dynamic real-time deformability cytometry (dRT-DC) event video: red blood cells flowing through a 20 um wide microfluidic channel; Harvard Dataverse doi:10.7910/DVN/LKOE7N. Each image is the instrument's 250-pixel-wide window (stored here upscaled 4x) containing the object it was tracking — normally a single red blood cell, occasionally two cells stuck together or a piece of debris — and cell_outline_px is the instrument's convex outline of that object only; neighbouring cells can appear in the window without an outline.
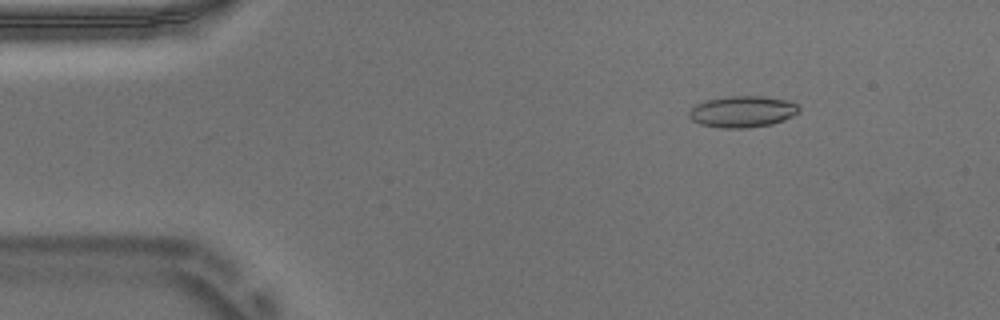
{"species": "Egyptian fruit bat (a non-hibernating species)", "species_latin": "Rousettus aegyptiacus", "temperature_condition": "warm", "stored_images_in_passage": 53, "camera_frame_rate_fps": 3000, "um_per_image_px": 0.085, "animal": {"sex": "male"}, "frame": {"image": 1, "passage_image": 7, "time_ms": 2.0, "image_size_px": [1000, 320], "cell_outline_px": [[800, 112], [784, 120], [772, 124], [748, 128], [720, 128], [700, 124], [692, 120], [688, 116], [688, 112], [696, 104], [704, 100], [728, 96], [764, 96], [788, 100], [796, 104], [800, 108]], "centroid_in_image_um": [63.11, 9.49], "position_along_channel_um": 21.9, "area_um2": 20.35}}
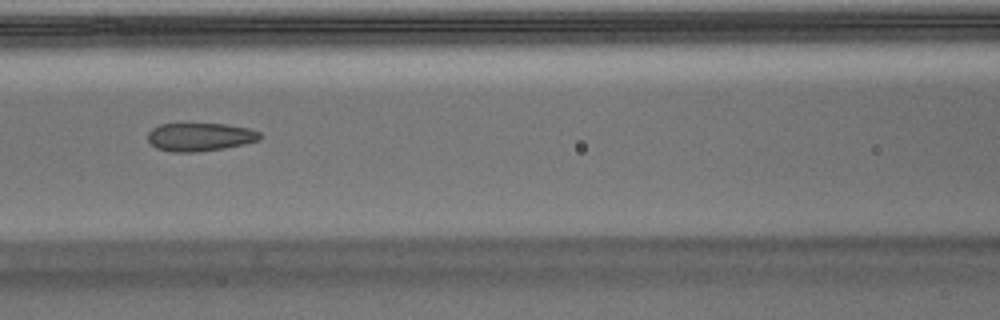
{"frame": {"image": 2, "passage_image": 23, "time_ms": 7.333, "image_size_px": [1000, 320], "cell_outline_px": [[264, 136], [260, 140], [244, 144], [224, 148], [196, 152], [172, 152], [156, 148], [148, 140], [148, 132], [152, 128], [160, 124], [228, 124], [248, 128], [260, 132]], "centroid_in_image_um": [17.03, 11.64], "position_along_channel_um": 149.6, "area_um2": 18.55}}
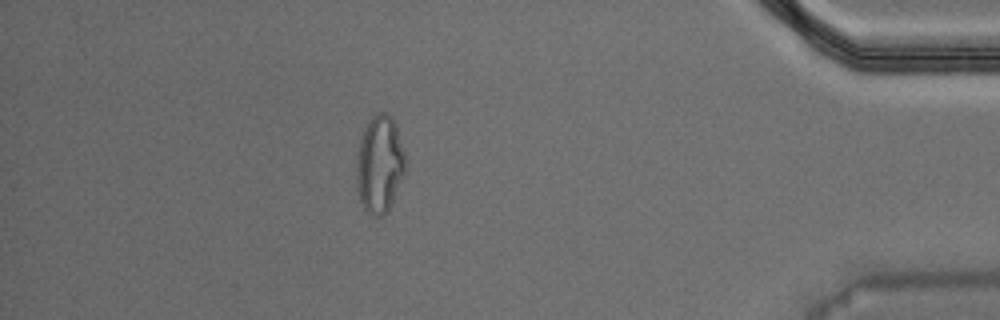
{"frame": {"image": 3, "passage_image": 47, "time_ms": 15.333, "image_size_px": [1000, 320], "cell_outline_px": [[404, 172], [388, 212], [384, 216], [376, 216], [368, 212], [364, 208], [360, 200], [356, 184], [356, 160], [360, 140], [364, 128], [368, 120], [376, 112], [388, 112], [392, 116], [396, 124], [404, 152]], "centroid_in_image_um": [32.25, 13.93], "position_along_channel_um": 403.0, "area_um2": 27.8}, "authors_computed_cell_mechanics": {"area_um2": 19.7676, "velocity_mm_per_s": 3.7341, "shape_relaxation_time_tau1_ms": null, "shape_relaxation_time_tau2_ms": 1.4633, "deformation_change_tau1": null, "deformation_change_tau2": 0.0913}}